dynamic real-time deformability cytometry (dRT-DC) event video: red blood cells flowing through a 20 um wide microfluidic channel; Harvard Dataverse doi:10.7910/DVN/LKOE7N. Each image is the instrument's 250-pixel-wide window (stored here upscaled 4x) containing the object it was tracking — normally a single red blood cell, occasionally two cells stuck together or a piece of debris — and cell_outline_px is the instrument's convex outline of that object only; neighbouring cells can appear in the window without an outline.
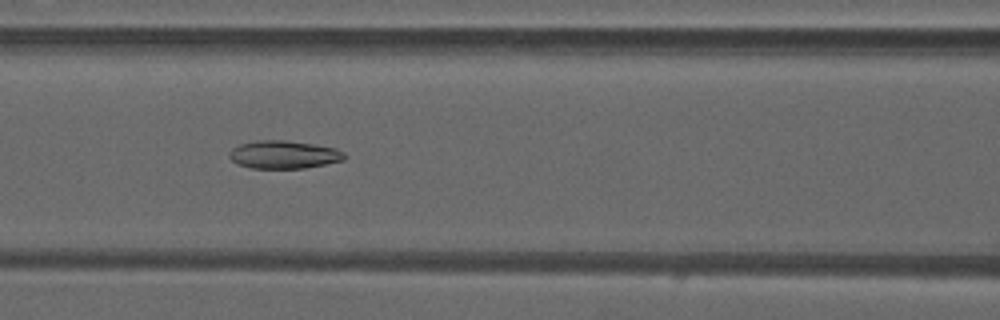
{"species": "common noctule bat (a hibernating species)", "species_latin": "Nyctalus noctula", "temperature_condition": "warm", "stored_images_in_passage": 11, "camera_frame_rate_fps": 3000, "um_per_image_px": 0.085, "animal": {"sex": "male", "forearm_length_mm": 52.5}, "frame": {"image": 1, "passage_image": 9, "time_ms": 2.667, "image_size_px": [1000, 320], "cell_outline_px": [[344, 160], [304, 168], [252, 168], [236, 164], [228, 156], [228, 152], [232, 148], [240, 144], [256, 140], [288, 140], [336, 148], [344, 152]], "centroid_in_image_um": [24.08, 13.13], "position_along_channel_um": 142.5, "area_um2": 18.79}}